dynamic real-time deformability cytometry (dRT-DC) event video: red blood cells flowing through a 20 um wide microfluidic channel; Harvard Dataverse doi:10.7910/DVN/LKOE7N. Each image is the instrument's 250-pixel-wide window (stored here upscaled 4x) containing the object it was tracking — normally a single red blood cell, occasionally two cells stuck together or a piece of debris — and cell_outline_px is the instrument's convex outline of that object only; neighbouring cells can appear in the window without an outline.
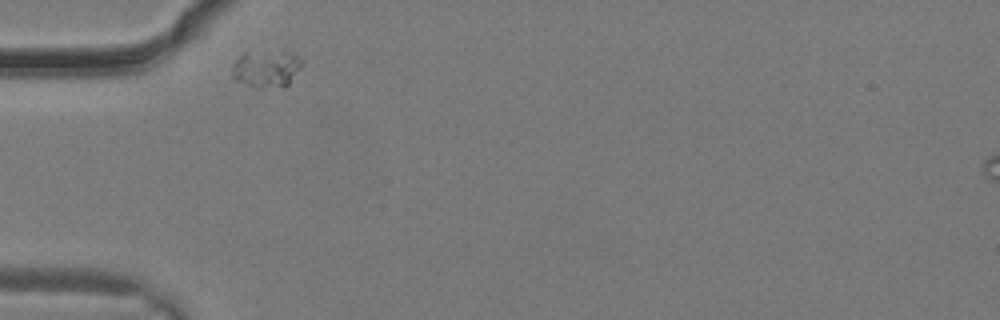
{"species": "common noctule bat (a hibernating species)", "species_latin": "Nyctalus noctula", "temperature_condition": "warm", "stored_images_in_passage": 17, "camera_frame_rate_fps": 3000, "um_per_image_px": 0.085, "animal": {"sex": "male", "body_mass_g": 19.2, "forearm_length_mm": 51.8}, "frame": {"image": 1, "passage_image": 1, "time_ms": 0.0, "image_size_px": [1000, 320], "cell_outline_px": [[304, 64], [288, 84], [284, 88], [256, 88], [236, 80], [232, 76], [232, 64], [244, 52], [284, 52], [300, 56], [304, 60]], "centroid_in_image_um": [22.67, 5.86], "position_along_channel_um": 62.3, "area_um2": 15.26}}
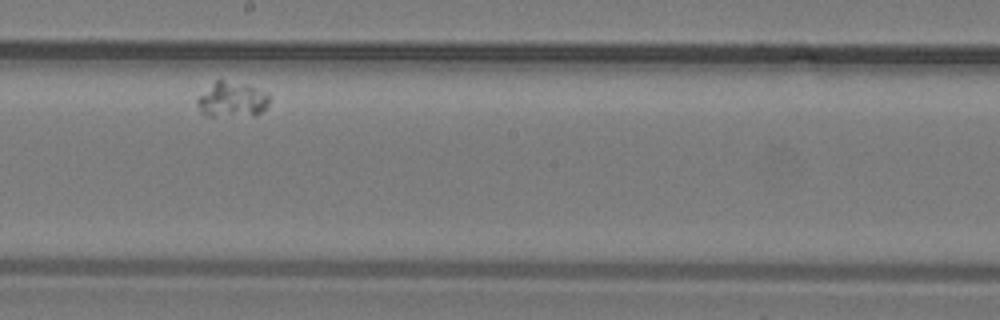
{"frame": {"image": 2, "passage_image": 10, "time_ms": 3.0, "image_size_px": [1000, 320], "cell_outline_px": [[268, 104], [260, 112], [216, 116], [208, 116], [200, 112], [196, 104], [196, 100], [216, 80], [220, 80], [248, 84], [264, 92], [268, 96]], "centroid_in_image_um": [19.66, 8.44], "position_along_channel_um": 228.5, "area_um2": 14.1}}
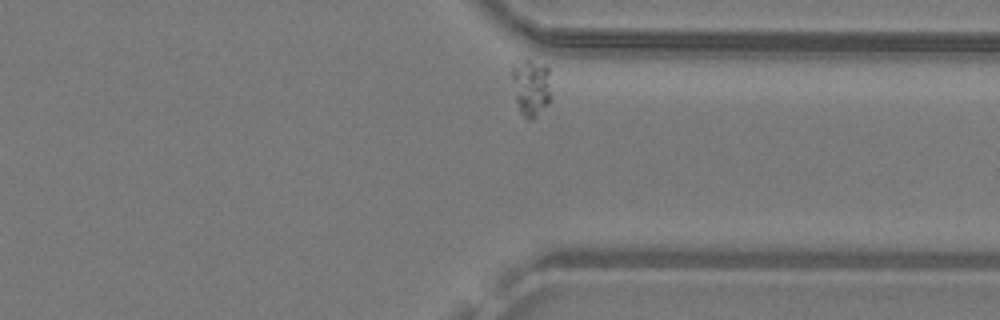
{"frame": {"image": 3, "passage_image": 17, "time_ms": 5.333, "image_size_px": [1000, 320], "cell_outline_px": [[548, 100], [536, 116], [532, 120], [524, 116], [520, 112], [516, 104], [512, 76], [512, 64], [520, 56], [524, 56], [544, 64], [548, 68]], "centroid_in_image_um": [45.05, 7.3], "position_along_channel_um": 366.3, "area_um2": 12.95}}